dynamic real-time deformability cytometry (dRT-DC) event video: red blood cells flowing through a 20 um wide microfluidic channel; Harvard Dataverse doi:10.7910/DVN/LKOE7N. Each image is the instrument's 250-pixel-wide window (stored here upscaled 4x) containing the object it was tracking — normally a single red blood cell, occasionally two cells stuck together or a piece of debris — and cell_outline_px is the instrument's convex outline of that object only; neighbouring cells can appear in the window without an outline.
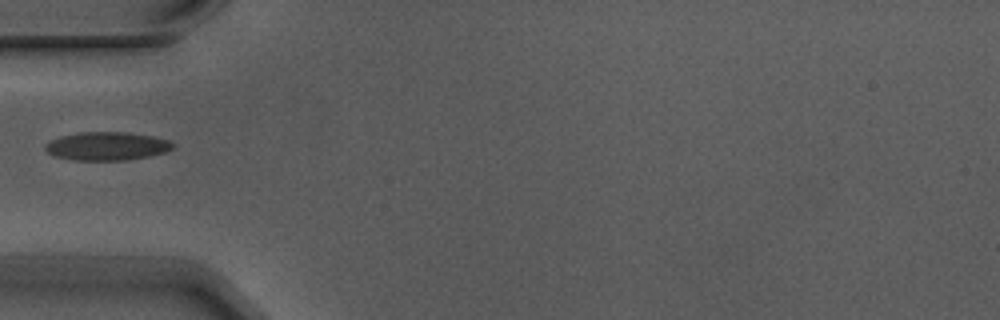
{"species": "Egyptian fruit bat (a non-hibernating species)", "species_latin": "Rousettus aegyptiacus", "temperature_condition": "warm", "stored_images_in_passage": 1, "camera_frame_rate_fps": 3000, "um_per_image_px": 0.085, "animal": {"sex": "male"}, "frame": {"image": 1, "passage_image": 1, "time_ms": 0.0, "image_size_px": [1000, 320], "cell_outline_px": [[176, 144], [172, 148], [164, 152], [148, 156], [128, 160], [72, 160], [52, 156], [44, 148], [44, 144], [48, 140], [60, 136], [80, 132], [128, 132], [152, 136], [168, 140]], "centroid_in_image_um": [9.03, 12.42], "position_along_channel_um": 76.0, "area_um2": 21.27}}